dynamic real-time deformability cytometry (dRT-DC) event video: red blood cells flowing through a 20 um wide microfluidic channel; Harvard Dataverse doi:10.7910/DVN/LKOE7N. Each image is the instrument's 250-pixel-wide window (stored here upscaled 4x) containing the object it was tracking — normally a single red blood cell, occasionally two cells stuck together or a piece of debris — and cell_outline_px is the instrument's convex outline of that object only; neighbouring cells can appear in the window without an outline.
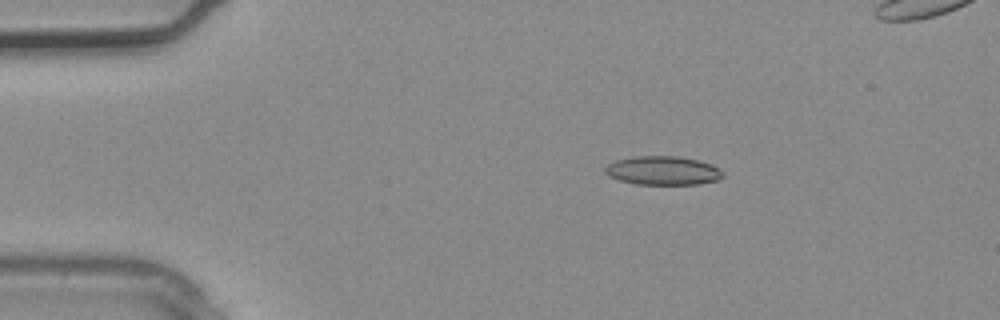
{"species": "common noctule bat (a hibernating species)", "species_latin": "Nyctalus noctula", "temperature_condition": "warm", "stored_images_in_passage": 3, "camera_frame_rate_fps": 3000, "um_per_image_px": 0.085, "animal": {"sex": "male", "body_mass_g": 20.4}, "frame": {"image": 1, "passage_image": 2, "time_ms": 0.333, "image_size_px": [1000, 320], "cell_outline_px": [[724, 176], [716, 180], [700, 184], [636, 184], [620, 180], [608, 176], [604, 172], [604, 168], [608, 164], [616, 160], [636, 156], [680, 156], [700, 160], [712, 164], [724, 172]], "centroid_in_image_um": [56.36, 14.49], "position_along_channel_um": 28.6, "area_um2": 19.88}}